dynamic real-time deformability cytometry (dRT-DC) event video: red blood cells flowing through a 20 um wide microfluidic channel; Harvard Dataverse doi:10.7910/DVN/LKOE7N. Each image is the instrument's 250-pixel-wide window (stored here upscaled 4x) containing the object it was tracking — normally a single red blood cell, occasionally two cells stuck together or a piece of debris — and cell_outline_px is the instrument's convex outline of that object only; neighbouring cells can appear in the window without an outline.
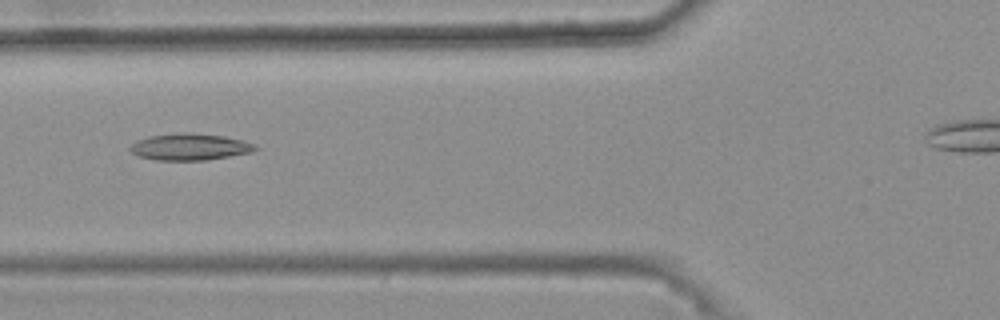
{"species": "common noctule bat (a hibernating species)", "species_latin": "Nyctalus noctula", "temperature_condition": "warm", "stored_images_in_passage": 41, "camera_frame_rate_fps": 3000, "um_per_image_px": 0.085, "animal": {"sex": "female", "body_mass_g": 25.1}, "frame": {"image": 1, "passage_image": 12, "time_ms": 3.667, "image_size_px": [1000, 320], "cell_outline_px": [[260, 148], [252, 152], [204, 160], [156, 160], [140, 156], [132, 152], [128, 148], [136, 140], [148, 136], [188, 132], [192, 132], [224, 136], [244, 140]], "centroid_in_image_um": [16.13, 12.47], "position_along_channel_um": 109.7, "area_um2": 19.36}}
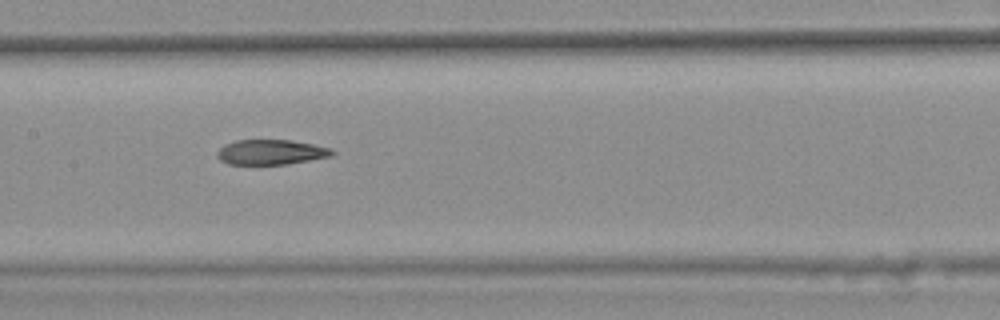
{"frame": {"image": 2, "passage_image": 18, "time_ms": 5.667, "image_size_px": [1000, 320], "cell_outline_px": [[336, 152], [332, 156], [288, 164], [228, 164], [220, 160], [216, 156], [216, 152], [224, 144], [236, 140], [292, 140], [332, 148]], "centroid_in_image_um": [23.03, 12.93], "position_along_channel_um": 184.4, "area_um2": 16.88}}
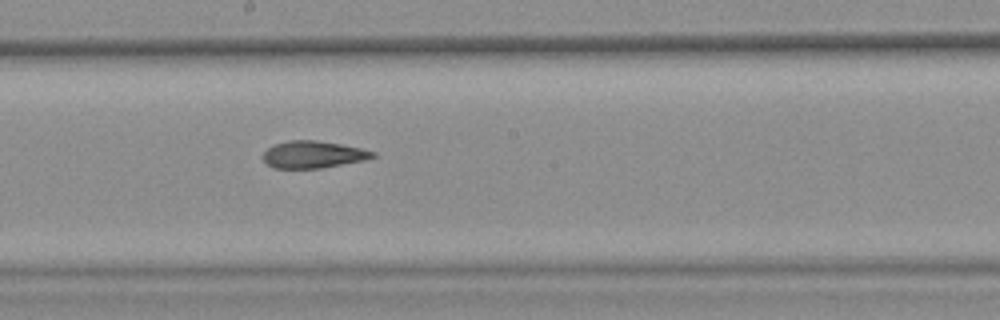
{"frame": {"image": 3, "passage_image": 21, "time_ms": 6.667, "image_size_px": [1000, 320], "cell_outline_px": [[376, 156], [364, 160], [320, 168], [272, 168], [264, 160], [264, 152], [268, 148], [276, 144], [288, 140], [316, 140], [340, 144], [360, 148], [376, 152]], "centroid_in_image_um": [26.62, 13.13], "position_along_channel_um": 221.6, "area_um2": 17.11}, "authors_computed_cell_mechanics": {"area_um2": 18.0914, "velocity_mm_per_s": 3.7281, "shape_relaxation_time_tau1_ms": null, "shape_relaxation_time_tau2_ms": 4.1777, "deformation_change_tau1": null, "deformation_change_tau2": 0.1295}}